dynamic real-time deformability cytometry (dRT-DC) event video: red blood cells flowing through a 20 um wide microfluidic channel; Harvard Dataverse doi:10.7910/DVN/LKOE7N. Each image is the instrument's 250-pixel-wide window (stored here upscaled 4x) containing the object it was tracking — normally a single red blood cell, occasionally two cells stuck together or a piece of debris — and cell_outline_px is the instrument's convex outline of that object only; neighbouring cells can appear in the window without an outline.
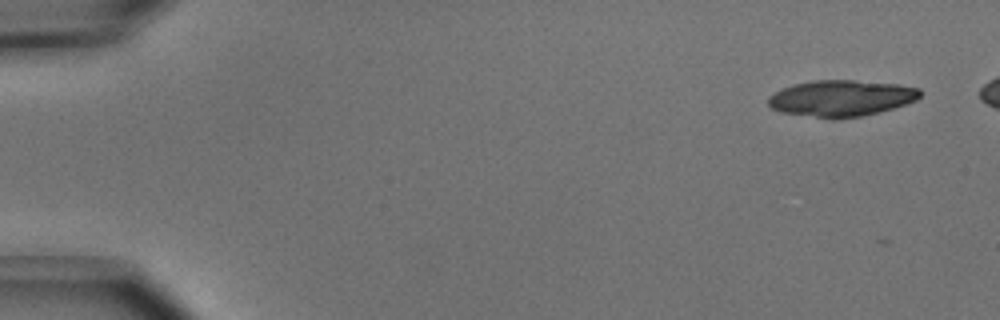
{"species": "common noctule bat (a hibernating species)", "species_latin": "Nyctalus noctula", "temperature_condition": "cold", "stored_images_in_passage": 16, "camera_frame_rate_fps": 3000, "um_per_image_px": 0.085, "animal": {"sex": "male", "body_mass_g": 15.6}, "frame": {"image": 1, "passage_image": 1, "time_ms": 0.0, "image_size_px": [1000, 320], "cell_outline_px": [[924, 92], [916, 100], [880, 112], [860, 116], [832, 120], [780, 112], [772, 108], [768, 104], [768, 96], [792, 84], [812, 80], [856, 80], [896, 84], [920, 88]], "centroid_in_image_um": [71.5, 8.35], "position_along_channel_um": 13.5, "area_um2": 32.37}}